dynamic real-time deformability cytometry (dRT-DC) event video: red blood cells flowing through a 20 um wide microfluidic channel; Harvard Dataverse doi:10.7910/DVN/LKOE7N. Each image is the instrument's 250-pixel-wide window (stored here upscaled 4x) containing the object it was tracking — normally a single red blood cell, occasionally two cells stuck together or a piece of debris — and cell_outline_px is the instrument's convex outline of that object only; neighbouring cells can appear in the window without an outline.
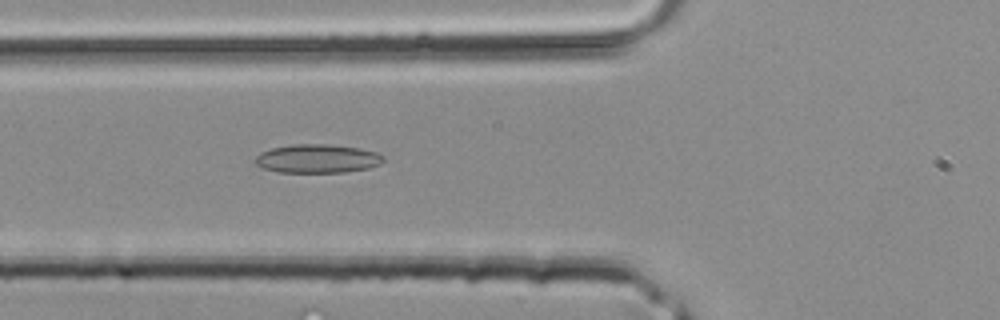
{"species": "common noctule bat (a hibernating species)", "species_latin": "Nyctalus noctula", "temperature_condition": "room temperature", "stored_images_in_passage": 31, "camera_frame_rate_fps": 3000, "um_per_image_px": 0.085, "animal": {"sex": "male", "body_mass_g": 20.4}, "frame": {"image": 1, "passage_image": 6, "time_ms": 1.667, "image_size_px": [1000, 320], "cell_outline_px": [[384, 160], [380, 164], [368, 168], [344, 172], [276, 172], [264, 168], [256, 164], [252, 160], [260, 152], [272, 148], [296, 144], [328, 144], [360, 148], [376, 152], [384, 156]], "centroid_in_image_um": [26.96, 13.48], "position_along_channel_um": 98.8, "area_um2": 21.44}}
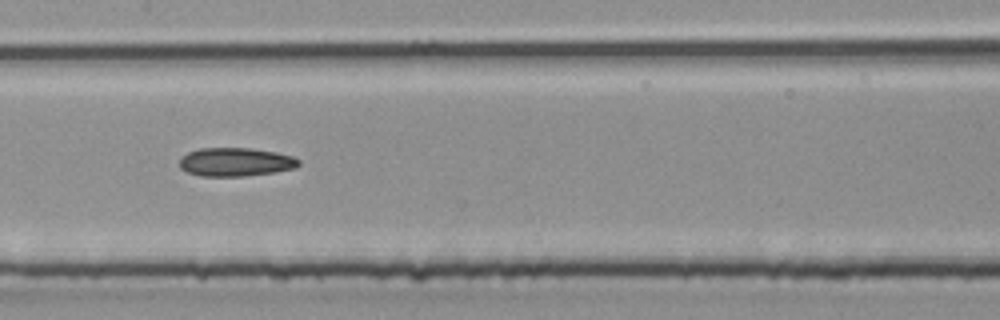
{"frame": {"image": 2, "passage_image": 11, "time_ms": 3.333, "image_size_px": [1000, 320], "cell_outline_px": [[300, 164], [296, 168], [276, 172], [244, 176], [200, 176], [188, 172], [180, 168], [180, 156], [188, 152], [200, 148], [252, 148], [276, 152], [292, 156], [300, 160]], "centroid_in_image_um": [20.03, 13.77], "position_along_channel_um": 187.4, "area_um2": 20.0}}
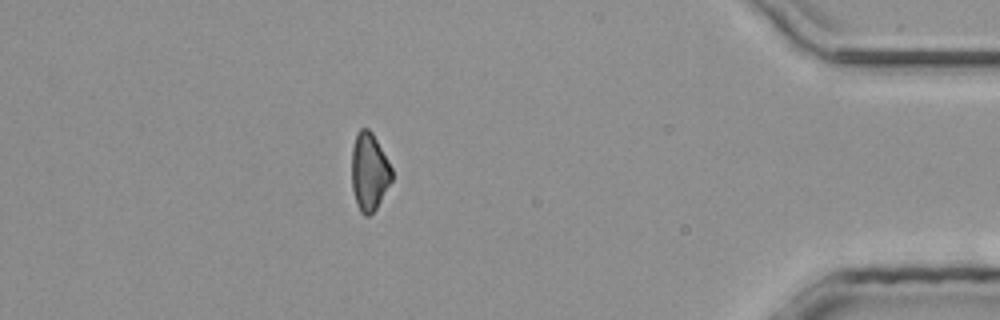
{"frame": {"image": 3, "passage_image": 26, "time_ms": 8.333, "image_size_px": [1000, 320], "cell_outline_px": [[392, 180], [376, 208], [368, 216], [364, 216], [360, 212], [356, 204], [352, 188], [352, 148], [356, 132], [360, 128], [368, 128], [372, 132], [392, 168]], "centroid_in_image_um": [31.37, 14.59], "position_along_channel_um": 403.8, "area_um2": 18.15}}